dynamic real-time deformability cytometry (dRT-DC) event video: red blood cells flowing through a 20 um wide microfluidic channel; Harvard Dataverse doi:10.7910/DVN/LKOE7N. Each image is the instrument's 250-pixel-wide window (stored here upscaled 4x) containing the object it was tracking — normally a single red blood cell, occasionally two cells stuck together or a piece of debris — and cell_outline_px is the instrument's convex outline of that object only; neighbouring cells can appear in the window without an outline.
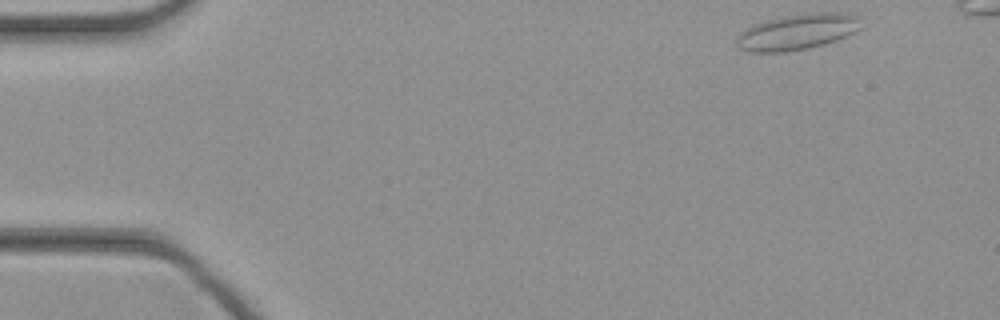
{"species": "common noctule bat (a hibernating species)", "species_latin": "Nyctalus noctula", "temperature_condition": "cold", "stored_images_in_passage": 39, "camera_frame_rate_fps": 3000, "um_per_image_px": 0.085, "animal": {"sex": "female", "body_mass_g": 21.9}, "frame": {"image": 1, "passage_image": 1, "time_ms": 0.0, "image_size_px": [1000, 320], "cell_outline_px": [[860, 28], [856, 32], [848, 36], [824, 44], [808, 48], [784, 52], [748, 52], [740, 48], [736, 44], [736, 40], [740, 32], [756, 24], [768, 20], [788, 16], [816, 12], [836, 12], [860, 16]], "centroid_in_image_um": [67.81, 2.72], "position_along_channel_um": 17.2, "area_um2": 25.72}}
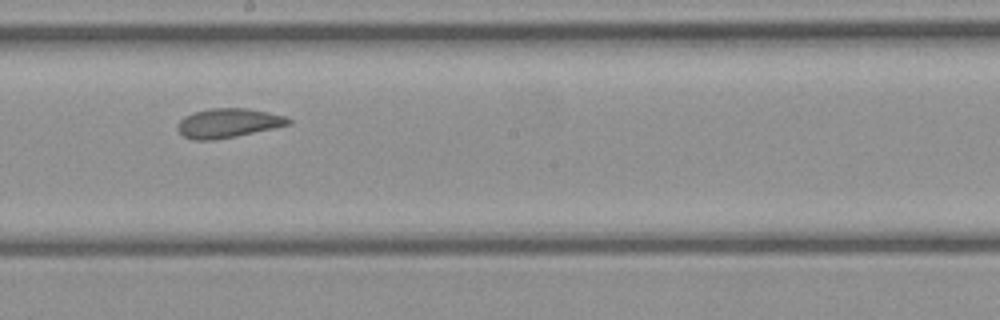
{"frame": {"image": 2, "passage_image": 22, "time_ms": 7.0, "image_size_px": [1000, 320], "cell_outline_px": [[292, 124], [236, 136], [216, 140], [192, 140], [184, 136], [176, 128], [180, 120], [184, 116], [208, 108], [248, 108], [288, 116], [292, 120]], "centroid_in_image_um": [19.42, 10.46], "position_along_channel_um": 228.8, "area_um2": 19.02}}
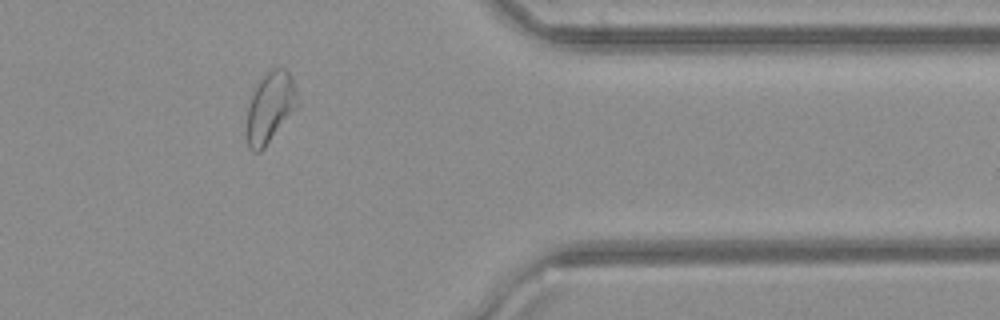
{"frame": {"image": 3, "passage_image": 34, "time_ms": 11.0, "image_size_px": [1000, 320], "cell_outline_px": [[300, 104], [264, 148], [260, 152], [252, 152], [248, 148], [248, 108], [252, 92], [260, 80], [272, 68], [284, 68], [288, 72], [296, 88], [300, 100]], "centroid_in_image_um": [23.0, 9.13], "position_along_channel_um": 388.4, "area_um2": 20.69}}